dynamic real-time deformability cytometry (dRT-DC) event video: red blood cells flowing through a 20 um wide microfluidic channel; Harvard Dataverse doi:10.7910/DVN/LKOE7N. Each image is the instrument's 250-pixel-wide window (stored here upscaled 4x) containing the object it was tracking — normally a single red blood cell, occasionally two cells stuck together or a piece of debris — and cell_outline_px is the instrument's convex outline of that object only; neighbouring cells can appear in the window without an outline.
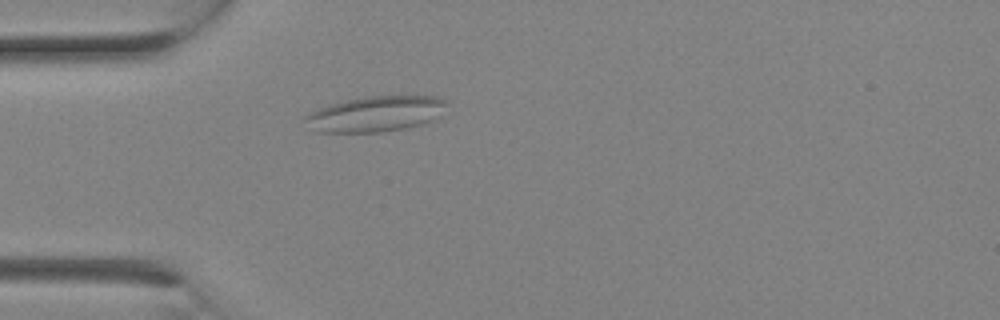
{"species": "Egyptian fruit bat (a non-hibernating species)", "species_latin": "Rousettus aegyptiacus", "temperature_condition": "room temperature", "stored_images_in_passage": 4, "camera_frame_rate_fps": 3000, "um_per_image_px": 0.085, "animal": {"sex": "female"}, "frame": {"image": 1, "passage_image": 3, "time_ms": 0.667, "image_size_px": [1000, 320], "cell_outline_px": [[448, 104], [440, 116], [432, 120], [420, 124], [404, 128], [380, 132], [312, 132], [304, 120], [304, 116], [328, 104], [344, 100], [368, 96], [440, 96], [448, 100]], "centroid_in_image_um": [31.93, 9.67], "position_along_channel_um": 53.1, "area_um2": 29.54}}